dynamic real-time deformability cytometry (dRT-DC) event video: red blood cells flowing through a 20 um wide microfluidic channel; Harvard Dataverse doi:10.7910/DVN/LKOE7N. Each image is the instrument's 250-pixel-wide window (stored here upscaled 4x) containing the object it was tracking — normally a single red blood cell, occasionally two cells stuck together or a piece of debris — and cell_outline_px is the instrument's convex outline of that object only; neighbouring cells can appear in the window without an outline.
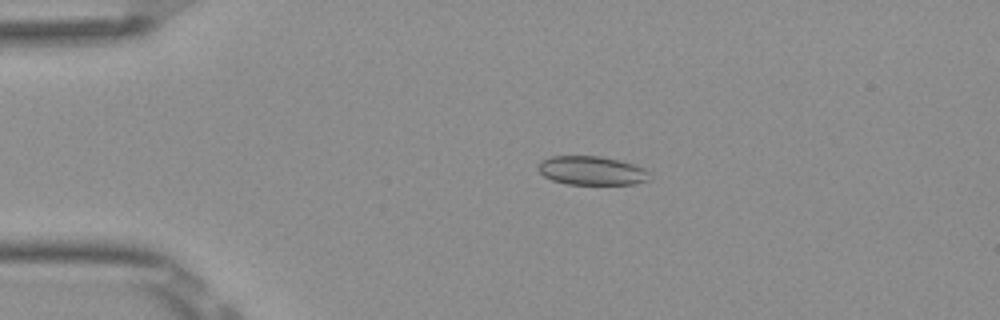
{"species": "Egyptian fruit bat (a non-hibernating species)", "species_latin": "Rousettus aegyptiacus", "temperature_condition": "room temperature", "stored_images_in_passage": 44, "camera_frame_rate_fps": 3000, "um_per_image_px": 0.085, "frame": {"image": 1, "passage_image": 3, "time_ms": 0.667, "image_size_px": [1000, 320], "cell_outline_px": [[648, 180], [636, 184], [568, 184], [552, 180], [544, 176], [540, 172], [536, 164], [540, 160], [552, 156], [600, 156], [620, 160], [648, 168]], "centroid_in_image_um": [50.29, 14.49], "position_along_channel_um": 34.7, "area_um2": 18.9}}
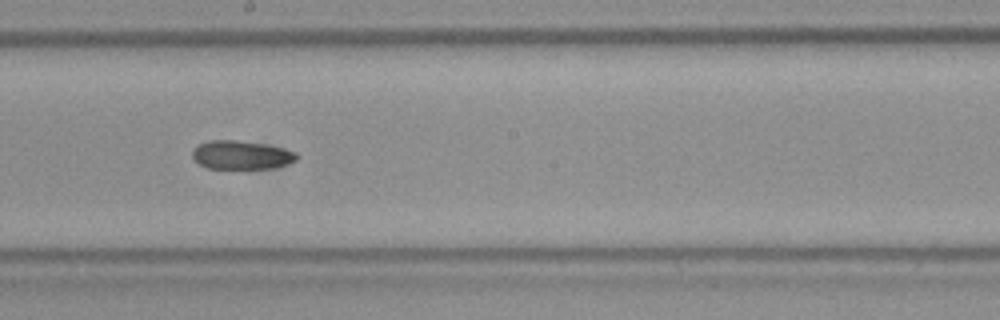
{"frame": {"image": 2, "passage_image": 21, "time_ms": 6.667, "image_size_px": [1000, 320], "cell_outline_px": [[300, 156], [296, 160], [288, 164], [272, 168], [208, 168], [200, 164], [192, 156], [192, 152], [200, 144], [208, 140], [236, 140], [264, 144], [284, 148], [296, 152]], "centroid_in_image_um": [20.56, 13.17], "position_along_channel_um": 227.6, "area_um2": 17.28}}
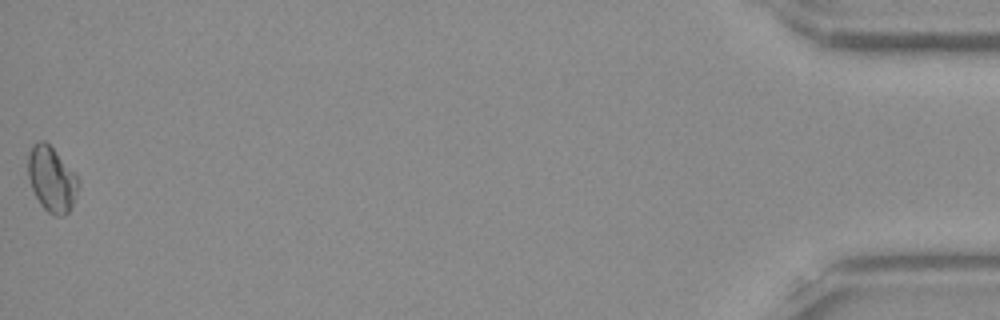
{"frame": {"image": 3, "passage_image": 44, "time_ms": 14.333, "image_size_px": [1000, 320], "cell_outline_px": [[80, 184], [72, 204], [68, 212], [64, 216], [52, 216], [40, 204], [32, 188], [28, 176], [28, 152], [32, 144], [40, 140], [44, 140], [56, 152], [80, 180]], "centroid_in_image_um": [4.38, 15.24], "position_along_channel_um": 430.8, "area_um2": 18.96}, "authors_computed_cell_mechanics": {"area_um2": 17.9469, "velocity_mm_per_s": 3.9085, "shape_relaxation_time_tau1_ms": null, "shape_relaxation_time_tau2_ms": 10.2457, "deformation_change_tau1": null, "deformation_change_tau2": 0.1483}}